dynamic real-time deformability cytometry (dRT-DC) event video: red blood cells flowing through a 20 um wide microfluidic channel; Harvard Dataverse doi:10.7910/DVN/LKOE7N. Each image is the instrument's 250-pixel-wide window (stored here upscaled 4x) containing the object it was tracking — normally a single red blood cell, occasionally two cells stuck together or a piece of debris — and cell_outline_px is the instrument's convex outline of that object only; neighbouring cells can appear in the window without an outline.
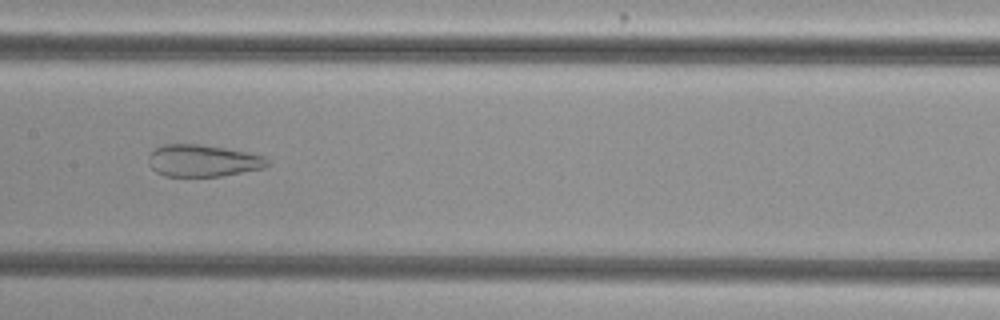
{"species": "common noctule bat (a hibernating species)", "species_latin": "Nyctalus noctula", "temperature_condition": "cold", "stored_images_in_passage": 43, "camera_frame_rate_fps": 3000, "um_per_image_px": 0.085, "animal": {"sex": "female", "body_mass_g": 29.2, "forearm_length_mm": 56.3}, "frame": {"image": 1, "passage_image": 16, "time_ms": 5.0, "image_size_px": [1000, 320], "cell_outline_px": [[268, 164], [264, 168], [220, 176], [164, 176], [156, 172], [148, 164], [148, 156], [156, 148], [164, 144], [200, 144], [248, 152], [264, 156], [268, 160]], "centroid_in_image_um": [17.22, 13.66], "position_along_channel_um": 190.2, "area_um2": 22.08}}
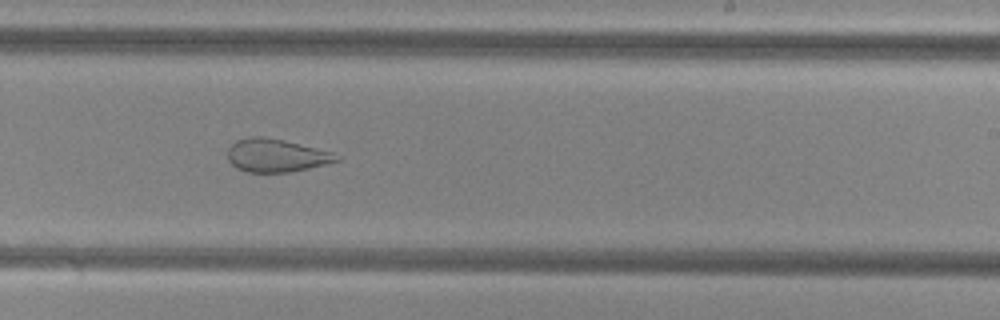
{"frame": {"image": 2, "passage_image": 22, "time_ms": 7.0, "image_size_px": [1000, 320], "cell_outline_px": [[340, 160], [308, 168], [288, 172], [248, 172], [236, 168], [228, 160], [228, 148], [236, 140], [248, 136], [260, 136], [284, 140], [336, 152], [340, 156]], "centroid_in_image_um": [23.49, 13.2], "position_along_channel_um": 265.5, "area_um2": 21.1}}
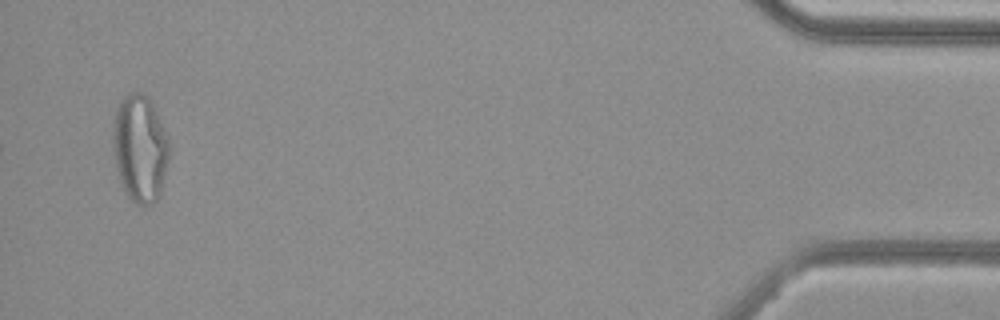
{"frame": {"image": 3, "passage_image": 41, "time_ms": 13.333, "image_size_px": [1000, 320], "cell_outline_px": [[168, 160], [160, 196], [152, 204], [144, 208], [136, 204], [124, 192], [120, 184], [112, 152], [112, 132], [116, 108], [120, 100], [128, 92], [144, 92], [148, 96], [164, 128], [168, 140]], "centroid_in_image_um": [11.86, 12.64], "position_along_channel_um": 423.3, "area_um2": 35.78}}